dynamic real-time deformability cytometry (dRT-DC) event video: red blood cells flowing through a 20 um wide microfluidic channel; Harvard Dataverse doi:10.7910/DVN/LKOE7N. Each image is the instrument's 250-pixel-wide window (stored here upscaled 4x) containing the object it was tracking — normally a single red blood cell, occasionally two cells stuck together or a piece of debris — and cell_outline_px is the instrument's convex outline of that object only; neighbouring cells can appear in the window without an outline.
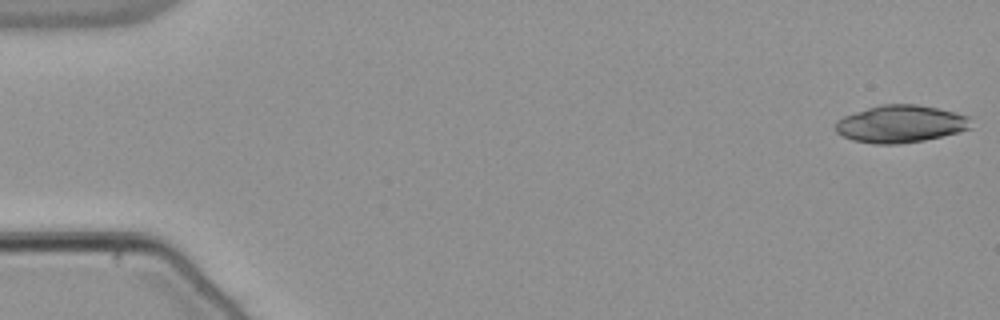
{"species": "common noctule bat (a hibernating species)", "species_latin": "Nyctalus noctula", "temperature_condition": "warm", "stored_images_in_passage": 53, "camera_frame_rate_fps": 3000, "um_per_image_px": 0.085, "animal": {"sex": "male", "body_mass_g": 21.5, "forearm_length_mm": 52.0}, "frame": {"image": 1, "passage_image": 1, "time_ms": 0.0, "image_size_px": [1000, 320], "cell_outline_px": [[972, 128], [960, 132], [924, 140], [900, 144], [872, 144], [852, 140], [836, 132], [836, 120], [844, 116], [880, 104], [916, 104], [956, 112], [972, 116]], "centroid_in_image_um": [76.6, 10.53], "position_along_channel_um": 8.4, "area_um2": 29.77}}